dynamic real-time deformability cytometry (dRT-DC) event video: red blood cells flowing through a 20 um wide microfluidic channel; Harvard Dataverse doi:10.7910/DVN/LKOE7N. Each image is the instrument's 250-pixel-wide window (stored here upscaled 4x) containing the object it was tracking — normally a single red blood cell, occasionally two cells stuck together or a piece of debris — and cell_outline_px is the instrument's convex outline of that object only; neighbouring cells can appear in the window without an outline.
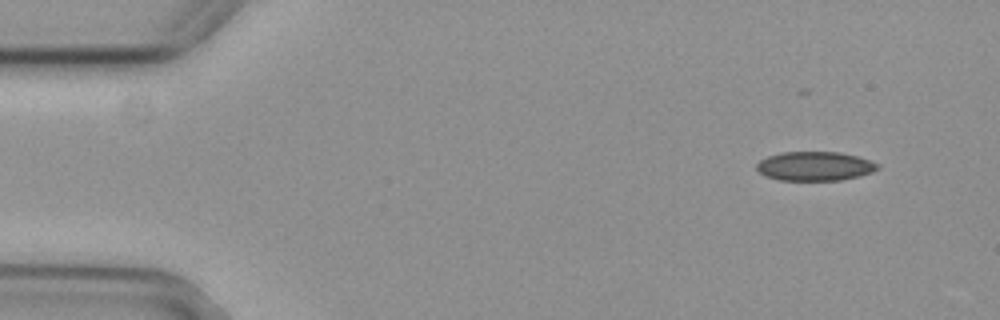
{"species": "common noctule bat (a hibernating species)", "species_latin": "Nyctalus noctula", "temperature_condition": "cold", "stored_images_in_passage": 6, "camera_frame_rate_fps": 3000, "um_per_image_px": 0.085, "animal": {"sex": "female", "body_mass_g": 29.2, "forearm_length_mm": 56.3}, "frame": {"image": 1, "passage_image": 6, "time_ms": 1.667, "image_size_px": [1000, 320], "cell_outline_px": [[880, 168], [872, 172], [860, 176], [840, 180], [780, 180], [764, 176], [756, 168], [756, 164], [760, 160], [768, 156], [780, 152], [840, 152], [856, 156], [880, 164]], "centroid_in_image_um": [69.26, 14.12], "position_along_channel_um": 15.7, "area_um2": 20.58}}